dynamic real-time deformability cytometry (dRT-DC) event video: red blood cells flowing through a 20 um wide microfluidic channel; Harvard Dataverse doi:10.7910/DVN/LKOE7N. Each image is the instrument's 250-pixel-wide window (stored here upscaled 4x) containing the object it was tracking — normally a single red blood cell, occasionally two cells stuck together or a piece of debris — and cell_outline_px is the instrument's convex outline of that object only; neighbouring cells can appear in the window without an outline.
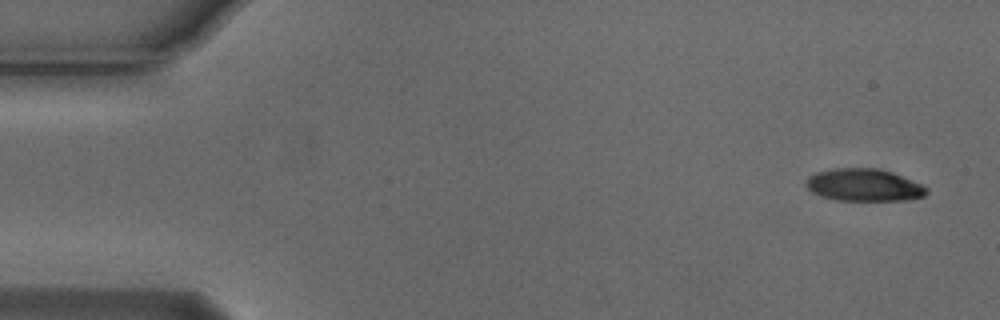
{"species": "Egyptian fruit bat (a non-hibernating species)", "species_latin": "Rousettus aegyptiacus", "temperature_condition": "cold", "stored_images_in_passage": 3, "camera_frame_rate_fps": 3000, "um_per_image_px": 0.085, "animal": {"sex": "male"}, "frame": {"image": 1, "passage_image": 1, "time_ms": 0.0, "image_size_px": [1000, 320], "cell_outline_px": [[928, 192], [924, 196], [908, 200], [836, 200], [820, 196], [812, 192], [808, 188], [808, 176], [816, 172], [832, 168], [880, 168], [892, 172], [924, 184], [928, 188]], "centroid_in_image_um": [73.48, 15.72], "position_along_channel_um": 11.5, "area_um2": 22.89}}